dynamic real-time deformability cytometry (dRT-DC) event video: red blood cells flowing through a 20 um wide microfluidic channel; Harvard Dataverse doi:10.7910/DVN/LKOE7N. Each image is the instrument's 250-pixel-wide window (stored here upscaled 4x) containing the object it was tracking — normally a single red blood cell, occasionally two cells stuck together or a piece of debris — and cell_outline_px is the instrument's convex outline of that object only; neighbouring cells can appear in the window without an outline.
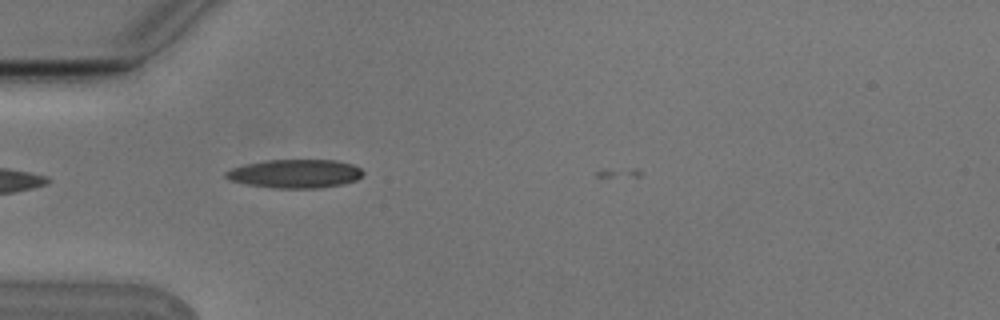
{"species": "Egyptian fruit bat (a non-hibernating species)", "species_latin": "Rousettus aegyptiacus", "temperature_condition": "cold", "stored_images_in_passage": 4, "camera_frame_rate_fps": 3000, "um_per_image_px": 0.085, "animal": {"sex": "male"}, "frame": {"image": 1, "passage_image": 3, "time_ms": 0.667, "image_size_px": [1000, 320], "cell_outline_px": [[364, 172], [356, 180], [344, 184], [320, 188], [272, 188], [248, 184], [232, 180], [224, 176], [224, 172], [232, 168], [248, 164], [268, 160], [336, 160], [352, 164], [360, 168]], "centroid_in_image_um": [25.12, 14.76], "position_along_channel_um": 59.9, "area_um2": 22.72}}